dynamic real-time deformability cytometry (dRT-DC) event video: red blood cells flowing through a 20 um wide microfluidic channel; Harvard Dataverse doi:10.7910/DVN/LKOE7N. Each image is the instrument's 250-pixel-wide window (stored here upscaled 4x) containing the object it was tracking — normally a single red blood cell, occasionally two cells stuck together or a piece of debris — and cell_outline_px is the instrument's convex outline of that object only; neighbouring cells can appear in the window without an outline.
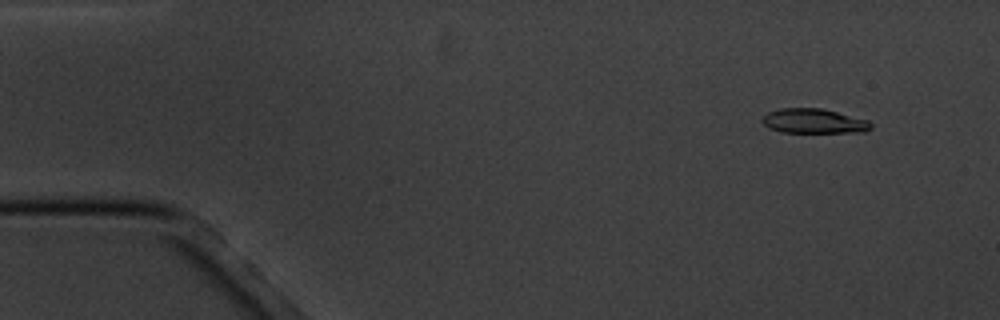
{"species": "common noctule bat (a hibernating species)", "species_latin": "Nyctalus noctula", "temperature_condition": "cold", "stored_images_in_passage": 5, "camera_frame_rate_fps": 3000, "um_per_image_px": 0.085, "animal": {"sex": "male", "body_mass_g": 20.1, "forearm_length_mm": 53.5}, "frame": {"image": 1, "passage_image": 2, "time_ms": 1.0, "image_size_px": [1000, 320], "cell_outline_px": [[872, 128], [864, 132], [780, 132], [768, 128], [760, 120], [768, 112], [780, 108], [820, 108], [868, 120], [872, 124]], "centroid_in_image_um": [69.15, 10.3], "position_along_channel_um": 15.9, "area_um2": 15.55}}
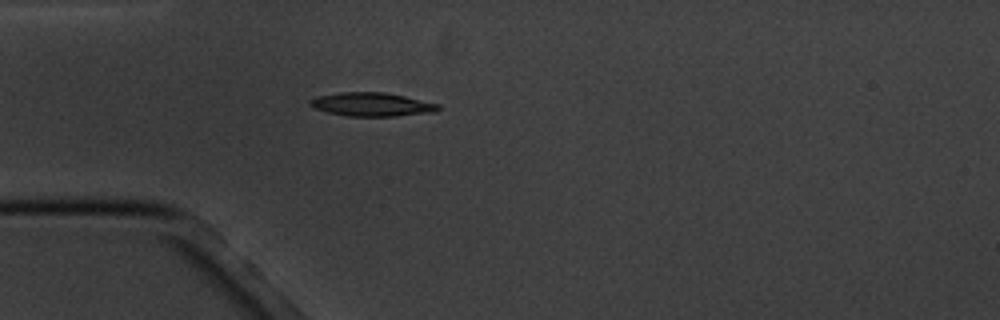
{"frame": {"image": 2, "passage_image": 5, "time_ms": 4.667, "image_size_px": [1000, 320], "cell_outline_px": [[440, 108], [436, 112], [396, 116], [348, 116], [328, 112], [316, 108], [308, 104], [308, 100], [316, 96], [340, 92], [384, 92], [404, 96], [440, 104]], "centroid_in_image_um": [31.61, 8.87], "position_along_channel_um": 53.4, "area_um2": 17.69}}